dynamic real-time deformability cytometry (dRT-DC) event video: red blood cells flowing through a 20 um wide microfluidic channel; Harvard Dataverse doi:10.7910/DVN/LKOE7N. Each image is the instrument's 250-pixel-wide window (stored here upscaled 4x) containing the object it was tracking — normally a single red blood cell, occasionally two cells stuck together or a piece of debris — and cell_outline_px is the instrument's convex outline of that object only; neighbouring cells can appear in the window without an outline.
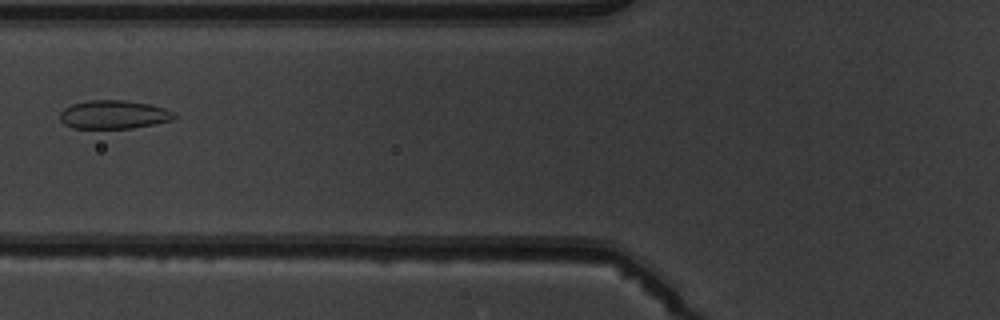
{"species": "common noctule bat (a hibernating species)", "species_latin": "Nyctalus noctula", "temperature_condition": "warm", "stored_images_in_passage": 3, "camera_frame_rate_fps": 3000, "um_per_image_px": 0.085, "animal": {"sex": "male", "body_mass_g": 19.5, "forearm_length_mm": 54.6}, "frame": {"image": 1, "passage_image": 3, "time_ms": 2.333, "image_size_px": [1000, 320], "cell_outline_px": [[176, 116], [172, 120], [132, 128], [72, 128], [64, 124], [60, 120], [60, 112], [64, 108], [72, 104], [88, 100], [124, 100], [148, 104], [164, 108], [172, 112]], "centroid_in_image_um": [9.62, 9.74], "position_along_channel_um": 116.2, "area_um2": 18.84}}